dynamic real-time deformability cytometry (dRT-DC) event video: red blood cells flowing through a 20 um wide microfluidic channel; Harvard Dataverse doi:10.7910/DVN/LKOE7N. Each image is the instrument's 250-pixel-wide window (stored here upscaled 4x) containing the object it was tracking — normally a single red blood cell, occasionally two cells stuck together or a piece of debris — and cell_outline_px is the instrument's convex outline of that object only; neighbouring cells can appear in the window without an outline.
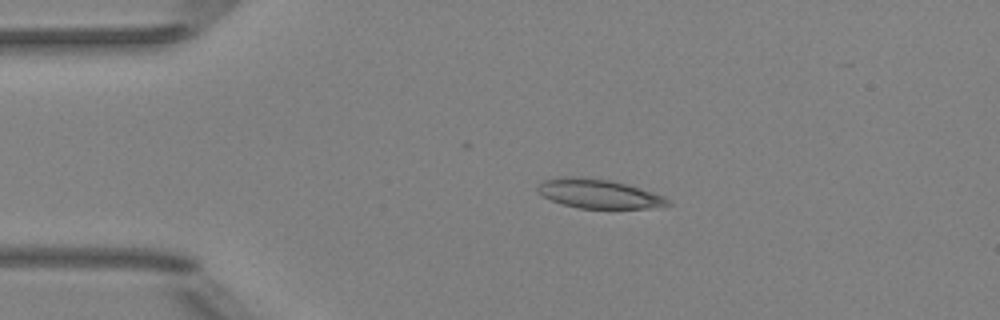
{"species": "Egyptian fruit bat (a non-hibernating species)", "species_latin": "Rousettus aegyptiacus", "temperature_condition": "room temperature", "stored_images_in_passage": 3, "camera_frame_rate_fps": 3000, "um_per_image_px": 0.085, "animal": {"sex": "female"}, "frame": {"image": 1, "passage_image": 2, "time_ms": 1.333, "image_size_px": [1000, 320], "cell_outline_px": [[672, 204], [648, 208], [580, 208], [564, 204], [552, 200], [536, 192], [536, 188], [544, 180], [564, 176], [580, 176], [608, 180], [628, 184], [664, 196]], "centroid_in_image_um": [50.87, 16.45], "position_along_channel_um": 34.1, "area_um2": 21.91}}